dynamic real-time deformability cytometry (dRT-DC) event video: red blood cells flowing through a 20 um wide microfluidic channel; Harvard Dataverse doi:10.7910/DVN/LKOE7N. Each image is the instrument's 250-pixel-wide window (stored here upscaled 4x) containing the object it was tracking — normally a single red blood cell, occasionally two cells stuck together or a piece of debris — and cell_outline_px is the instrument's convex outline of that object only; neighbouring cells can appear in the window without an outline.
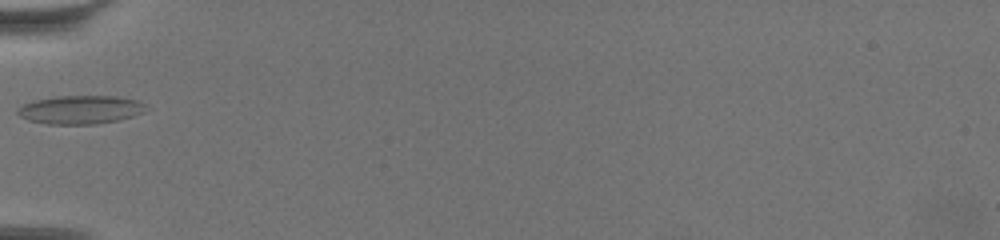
{"species": "common noctule bat (a hibernating species)", "species_latin": "Nyctalus noctula", "temperature_condition": "warm", "stored_images_in_passage": 40, "camera_frame_rate_fps": 3000, "um_per_image_px": 0.085, "animal": {"sex": "female", "body_mass_g": 19.5, "forearm_length_mm": 54.1}, "frame": {"image": 1, "passage_image": 1, "time_ms": 0.0, "image_size_px": [1000, 240], "cell_outline_px": [[144, 112], [120, 120], [92, 124], [48, 124], [28, 120], [20, 116], [16, 112], [16, 108], [24, 104], [36, 100], [56, 96], [116, 96], [136, 100], [144, 104]], "centroid_in_image_um": [6.8, 9.32], "position_along_channel_um": 78.2, "area_um2": 21.15}}
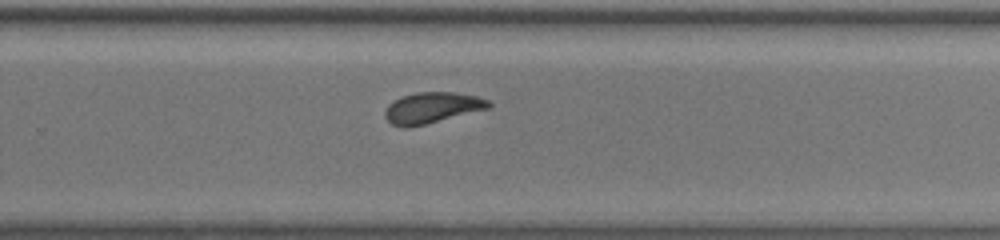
{"frame": {"image": 2, "passage_image": 20, "time_ms": 6.333, "image_size_px": [1000, 240], "cell_outline_px": [[492, 104], [488, 108], [408, 128], [400, 128], [392, 124], [384, 116], [384, 112], [388, 104], [404, 96], [416, 92], [452, 92], [476, 96], [488, 100]], "centroid_in_image_um": [36.68, 9.16], "position_along_channel_um": 293.1, "area_um2": 18.38}}
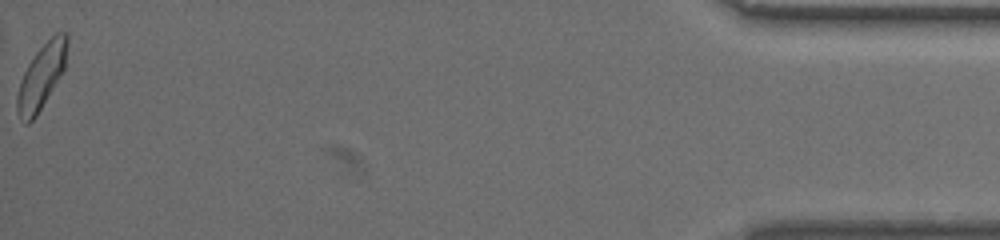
{"frame": {"image": 3, "passage_image": 40, "time_ms": 13.0, "image_size_px": [1000, 240], "cell_outline_px": [[68, 44], [64, 68], [60, 76], [36, 116], [28, 124], [24, 124], [16, 112], [16, 96], [24, 72], [28, 64], [36, 52], [56, 32], [68, 32]], "centroid_in_image_um": [3.51, 6.51], "position_along_channel_um": 431.7, "area_um2": 18.67}, "authors_computed_cell_mechanics": {"area_um2": 18.4671, "velocity_mm_per_s": 3.3945, "shape_relaxation_time_tau1_ms": 4.7642, "shape_relaxation_time_tau2_ms": 2.4622, "deformation_change_tau1": 0.1401, "deformation_change_tau2": 0.0832}}